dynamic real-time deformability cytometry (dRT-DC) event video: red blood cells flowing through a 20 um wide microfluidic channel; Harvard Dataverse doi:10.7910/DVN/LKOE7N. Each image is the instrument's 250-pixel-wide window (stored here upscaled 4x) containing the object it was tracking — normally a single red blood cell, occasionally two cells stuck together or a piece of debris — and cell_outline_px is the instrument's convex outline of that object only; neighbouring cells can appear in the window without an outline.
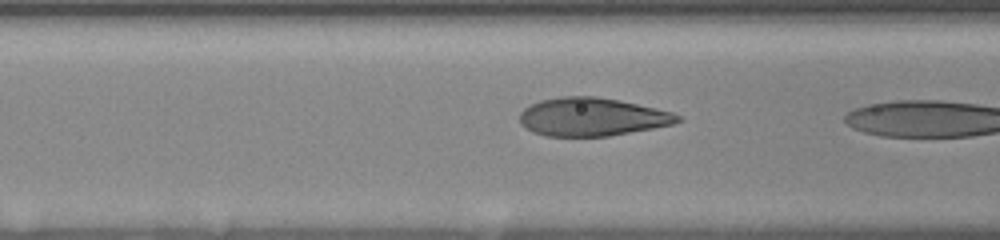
{"species": "human", "species_latin": "Homo sapiens", "temperature_condition": "room temperature", "stored_images_in_passage": 4, "camera_frame_rate_fps": 3000, "um_per_image_px": 0.085, "donor": {"sex": "female"}, "frame": {"image": 1, "passage_image": 3, "time_ms": 0.667, "image_size_px": [1000, 240], "cell_outline_px": [[684, 120], [672, 124], [652, 128], [608, 136], [544, 136], [532, 132], [524, 128], [520, 124], [520, 112], [524, 108], [540, 100], [560, 96], [596, 96], [620, 100], [656, 108], [672, 112], [680, 116]], "centroid_in_image_um": [50.29, 9.93], "position_along_channel_um": 116.3, "area_um2": 35.32}}